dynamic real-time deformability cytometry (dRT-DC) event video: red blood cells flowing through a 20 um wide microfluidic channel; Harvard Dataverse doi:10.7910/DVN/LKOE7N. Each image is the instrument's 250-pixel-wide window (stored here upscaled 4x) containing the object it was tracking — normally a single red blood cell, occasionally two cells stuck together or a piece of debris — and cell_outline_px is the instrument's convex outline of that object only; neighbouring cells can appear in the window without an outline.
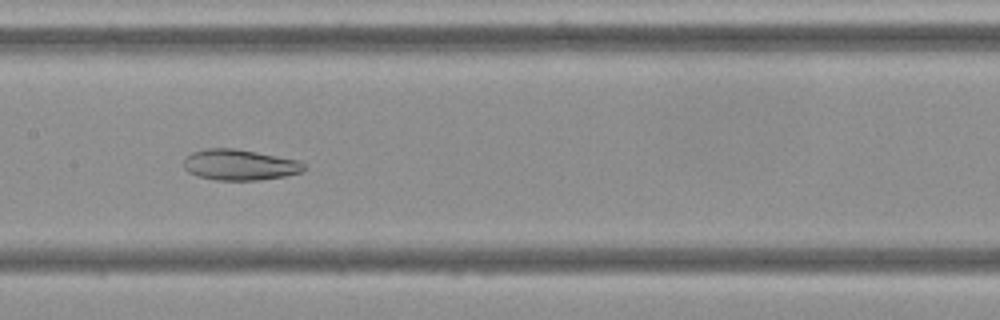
{"species": "Egyptian fruit bat (a non-hibernating species)", "species_latin": "Rousettus aegyptiacus", "temperature_condition": "cold", "stored_images_in_passage": 51, "camera_frame_rate_fps": 3000, "um_per_image_px": 0.085, "frame": {"image": 1, "passage_image": 23, "time_ms": 7.333, "image_size_px": [1000, 320], "cell_outline_px": [[308, 168], [300, 172], [284, 176], [260, 180], [216, 180], [200, 176], [188, 172], [184, 168], [184, 156], [192, 152], [204, 148], [232, 148], [256, 152], [300, 160]], "centroid_in_image_um": [20.37, 14.0], "position_along_channel_um": 187.0, "area_um2": 21.68}}
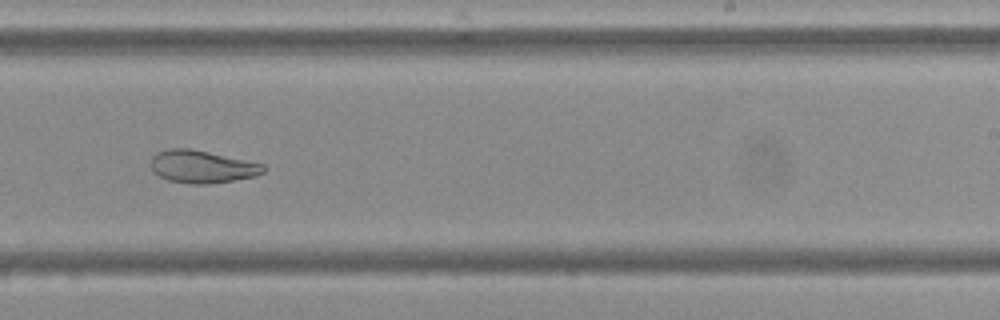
{"frame": {"image": 2, "passage_image": 30, "time_ms": 9.667, "image_size_px": [1000, 320], "cell_outline_px": [[264, 172], [256, 176], [208, 184], [188, 184], [168, 180], [152, 172], [152, 156], [156, 152], [168, 148], [188, 148], [208, 152], [264, 164]], "centroid_in_image_um": [17.14, 14.17], "position_along_channel_um": 271.9, "area_um2": 21.27}}
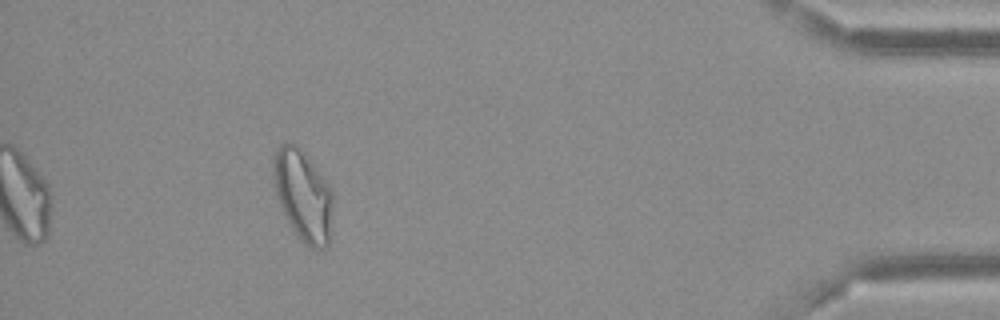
{"frame": {"image": 3, "passage_image": 46, "time_ms": 15.0, "image_size_px": [1000, 320], "cell_outline_px": [[332, 208], [328, 244], [324, 248], [312, 248], [304, 244], [300, 240], [292, 228], [276, 196], [272, 164], [276, 152], [280, 144], [288, 140], [296, 144], [300, 148], [328, 184], [332, 192]], "centroid_in_image_um": [25.74, 16.59], "position_along_channel_um": 409.5, "area_um2": 31.1}, "authors_computed_cell_mechanics": {"area_um2": 27.6284, "velocity_mm_per_s": 3.6466, "shape_relaxation_time_tau1_ms": null, "shape_relaxation_time_tau2_ms": 4.2451, "deformation_change_tau1": null, "deformation_change_tau2": 0.0781}}